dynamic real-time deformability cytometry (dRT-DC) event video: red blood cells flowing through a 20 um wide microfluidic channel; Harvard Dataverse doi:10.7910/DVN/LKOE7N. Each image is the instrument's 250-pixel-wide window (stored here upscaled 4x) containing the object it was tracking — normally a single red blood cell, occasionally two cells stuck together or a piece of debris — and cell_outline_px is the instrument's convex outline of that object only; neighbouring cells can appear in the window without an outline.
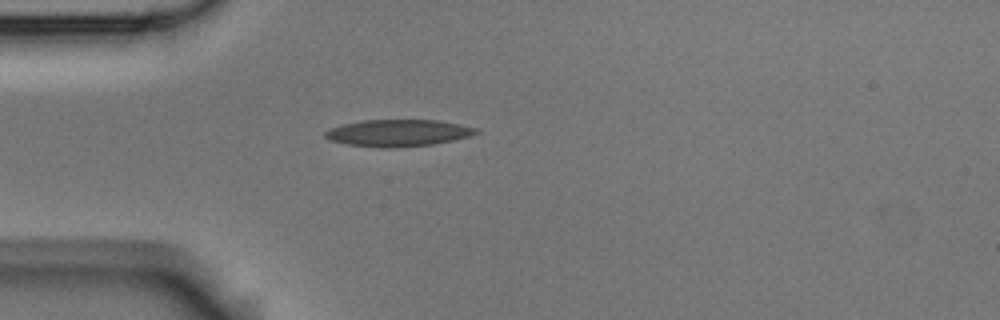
{"species": "Egyptian fruit bat (a non-hibernating species)", "species_latin": "Rousettus aegyptiacus", "temperature_condition": "room temperature", "stored_images_in_passage": 1, "camera_frame_rate_fps": 3000, "um_per_image_px": 0.085, "animal": {"sex": "male"}, "frame": {"image": 1, "passage_image": 1, "time_ms": 0.0, "image_size_px": [1000, 320], "cell_outline_px": [[480, 132], [468, 136], [452, 140], [432, 144], [388, 148], [380, 148], [348, 144], [328, 140], [324, 136], [324, 132], [328, 128], [344, 124], [364, 120], [436, 120], [460, 124], [480, 128]], "centroid_in_image_um": [33.82, 11.29], "position_along_channel_um": 51.2, "area_um2": 23.58}}